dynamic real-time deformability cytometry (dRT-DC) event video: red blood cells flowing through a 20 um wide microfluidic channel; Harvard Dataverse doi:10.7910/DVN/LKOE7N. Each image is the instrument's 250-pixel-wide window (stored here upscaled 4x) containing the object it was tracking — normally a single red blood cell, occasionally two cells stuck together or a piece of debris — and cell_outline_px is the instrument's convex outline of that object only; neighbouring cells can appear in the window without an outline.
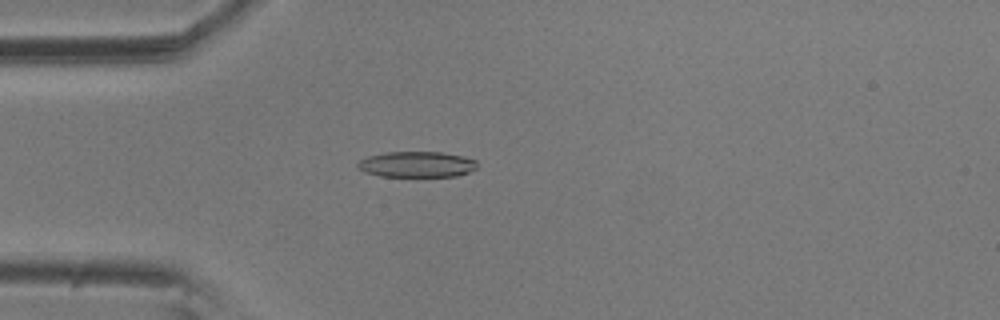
{"species": "common noctule bat (a hibernating species)", "species_latin": "Nyctalus noctula", "temperature_condition": "room temperature", "stored_images_in_passage": 56, "camera_frame_rate_fps": 3000, "um_per_image_px": 0.085, "animal": {"sex": "male", "body_mass_g": 20.5, "forearm_length_mm": 52.5}, "frame": {"image": 1, "passage_image": 15, "time_ms": 4.667, "image_size_px": [1000, 320], "cell_outline_px": [[476, 168], [468, 172], [456, 176], [380, 176], [364, 172], [356, 168], [356, 164], [360, 160], [368, 156], [384, 152], [444, 152], [464, 156], [476, 160]], "centroid_in_image_um": [35.39, 13.96], "position_along_channel_um": 49.6, "area_um2": 18.03}}
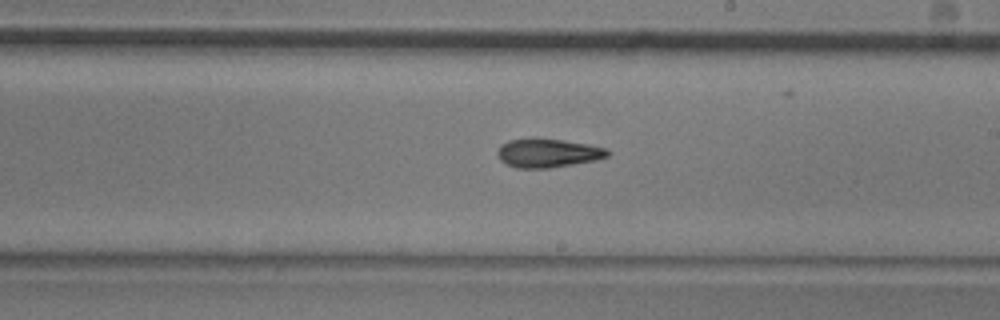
{"frame": {"image": 2, "passage_image": 32, "time_ms": 10.333, "image_size_px": [1000, 320], "cell_outline_px": [[608, 156], [596, 160], [548, 168], [516, 168], [500, 160], [496, 152], [500, 144], [508, 140], [532, 136], [588, 144], [604, 148], [608, 152]], "centroid_in_image_um": [46.48, 12.98], "position_along_channel_um": 242.5, "area_um2": 18.61}}
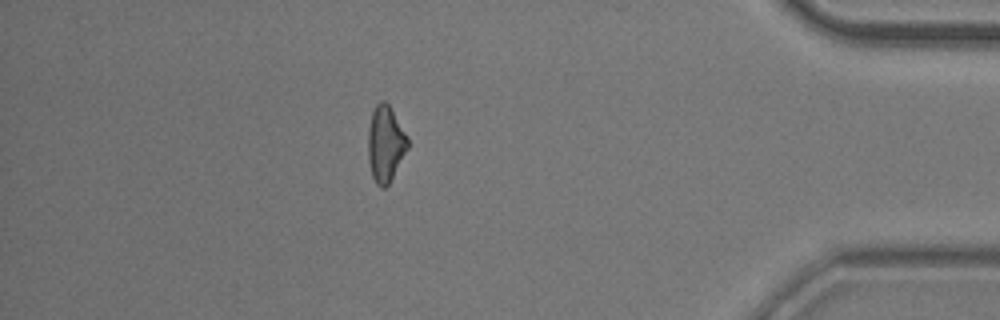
{"frame": {"image": 3, "passage_image": 49, "time_ms": 16.0, "image_size_px": [1000, 320], "cell_outline_px": [[408, 148], [388, 184], [384, 188], [380, 188], [376, 184], [372, 176], [368, 160], [368, 128], [372, 112], [376, 104], [380, 100], [384, 100], [388, 104], [408, 136]], "centroid_in_image_um": [32.75, 12.22], "position_along_channel_um": 402.5, "area_um2": 17.51}, "authors_computed_cell_mechanics": {"area_um2": 18.2648, "velocity_mm_per_s": 3.5766, "shape_relaxation_time_tau1_ms": null, "shape_relaxation_time_tau2_ms": 4.9081, "deformation_change_tau1": null, "deformation_change_tau2": 0.1369}}